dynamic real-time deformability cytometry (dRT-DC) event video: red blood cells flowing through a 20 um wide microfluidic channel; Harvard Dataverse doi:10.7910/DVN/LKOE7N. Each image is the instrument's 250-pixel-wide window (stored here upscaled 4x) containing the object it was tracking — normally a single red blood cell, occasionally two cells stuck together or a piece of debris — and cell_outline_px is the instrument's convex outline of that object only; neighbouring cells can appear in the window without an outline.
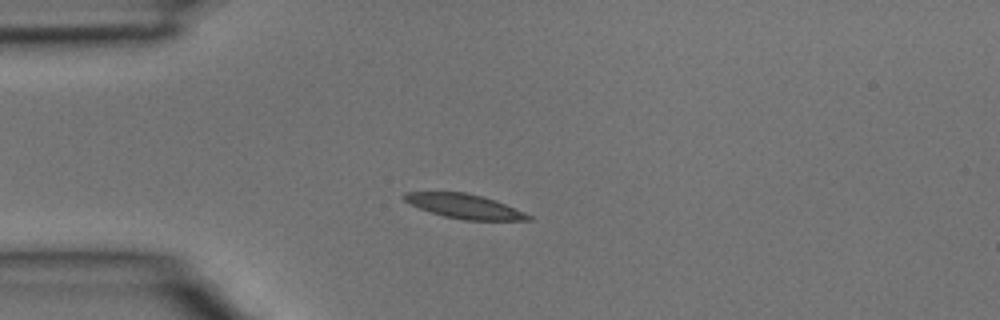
{"species": "common noctule bat (a hibernating species)", "species_latin": "Nyctalus noctula", "temperature_condition": "room temperature", "stored_images_in_passage": 3, "camera_frame_rate_fps": 3000, "um_per_image_px": 0.085, "animal": {"sex": "male", "body_mass_g": 15.6}, "frame": {"image": 1, "passage_image": 2, "time_ms": 0.333, "image_size_px": [1000, 320], "cell_outline_px": [[532, 220], [464, 220], [444, 216], [420, 208], [404, 200], [400, 196], [404, 192], [464, 192], [496, 200], [524, 212], [532, 216]], "centroid_in_image_um": [39.48, 17.53], "position_along_channel_um": 45.5, "area_um2": 17.46}}
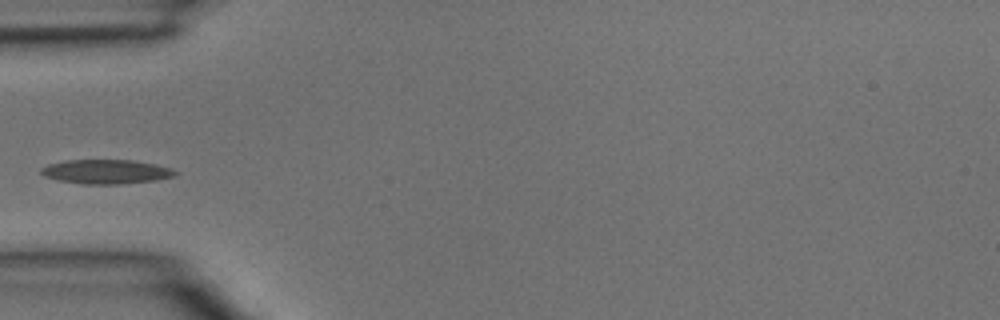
{"frame": {"image": 2, "passage_image": 3, "time_ms": 0.667, "image_size_px": [1000, 320], "cell_outline_px": [[176, 176], [156, 180], [120, 184], [84, 184], [60, 180], [44, 176], [40, 172], [40, 168], [48, 164], [64, 160], [132, 160], [156, 164], [172, 168], [176, 172]], "centroid_in_image_um": [9.02, 14.59], "position_along_channel_um": 76.0, "area_um2": 18.96}}